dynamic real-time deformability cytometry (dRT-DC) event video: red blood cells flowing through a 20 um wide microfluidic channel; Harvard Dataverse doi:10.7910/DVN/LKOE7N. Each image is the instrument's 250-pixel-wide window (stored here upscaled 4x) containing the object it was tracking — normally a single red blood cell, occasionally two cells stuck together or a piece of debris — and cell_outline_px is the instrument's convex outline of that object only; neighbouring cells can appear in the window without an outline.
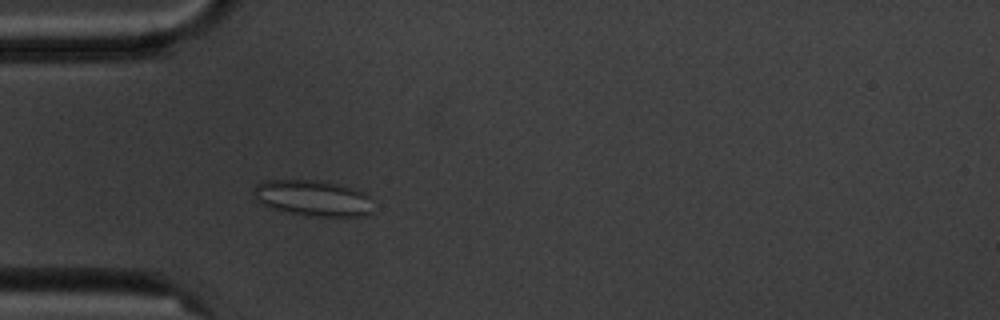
{"species": "common noctule bat (a hibernating species)", "species_latin": "Nyctalus noctula", "temperature_condition": "cold", "stored_images_in_passage": 4, "camera_frame_rate_fps": 3000, "um_per_image_px": 0.085, "animal": {"sex": "male", "body_mass_g": 20.1, "forearm_length_mm": 53.5}, "frame": {"image": 1, "passage_image": 4, "time_ms": 3.333, "image_size_px": [1000, 320], "cell_outline_px": [[372, 212], [364, 216], [308, 216], [260, 204], [252, 196], [252, 192], [256, 184], [264, 180], [316, 180], [340, 184], [364, 192], [368, 196]], "centroid_in_image_um": [26.56, 16.82], "position_along_channel_um": 58.4, "area_um2": 24.91}}